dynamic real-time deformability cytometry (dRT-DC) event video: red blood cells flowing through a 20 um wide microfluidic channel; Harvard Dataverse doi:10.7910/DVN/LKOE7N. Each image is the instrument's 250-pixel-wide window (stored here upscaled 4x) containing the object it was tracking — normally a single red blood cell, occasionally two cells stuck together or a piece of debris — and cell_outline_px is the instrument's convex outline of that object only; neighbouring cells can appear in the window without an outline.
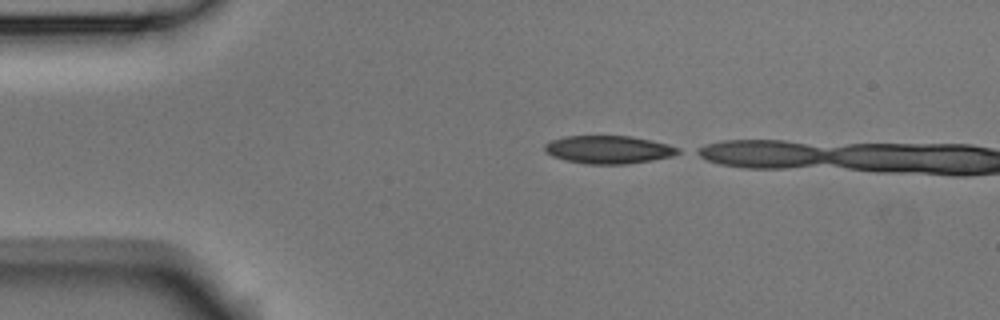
{"species": "Egyptian fruit bat (a non-hibernating species)", "species_latin": "Rousettus aegyptiacus", "temperature_condition": "room temperature", "stored_images_in_passage": 2, "camera_frame_rate_fps": 3000, "um_per_image_px": 0.085, "animal": {"sex": "male"}, "frame": {"image": 1, "passage_image": 1, "time_ms": 0.0, "image_size_px": [1000, 320], "cell_outline_px": [[680, 152], [672, 156], [652, 160], [628, 164], [584, 164], [564, 160], [552, 156], [544, 152], [544, 144], [552, 140], [564, 136], [632, 136], [652, 140], [668, 144], [680, 148]], "centroid_in_image_um": [51.71, 12.72], "position_along_channel_um": 33.3, "area_um2": 21.96}}